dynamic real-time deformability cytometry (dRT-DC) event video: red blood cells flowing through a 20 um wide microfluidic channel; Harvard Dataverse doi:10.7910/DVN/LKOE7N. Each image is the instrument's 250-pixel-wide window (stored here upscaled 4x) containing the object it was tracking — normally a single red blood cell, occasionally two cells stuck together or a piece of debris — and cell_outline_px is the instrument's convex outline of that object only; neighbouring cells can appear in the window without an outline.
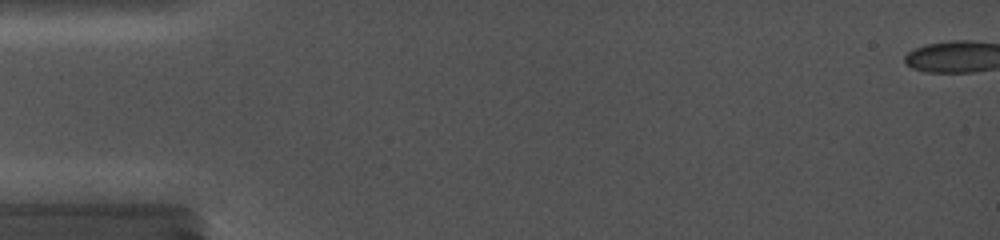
{"species": "common noctule bat (a hibernating species)", "species_latin": "Nyctalus noctula", "temperature_condition": "cold", "stored_images_in_passage": 2, "camera_frame_rate_fps": 5000, "um_per_image_px": 0.085, "animal": {"sex": "female", "body_mass_g": 19.0, "forearm_length_mm": 56.7}, "frame": {"image": 1, "passage_image": 1, "time_ms": 0.0, "image_size_px": [1000, 240], "cell_outline_px": [[984, 68], [956, 72], [948, 72], [920, 68], [912, 64], [908, 60], [908, 56], [924, 48], [940, 44], [984, 44]], "centroid_in_image_um": [80.74, 4.9], "position_along_channel_um": 4.3, "area_um2": 12.77}}